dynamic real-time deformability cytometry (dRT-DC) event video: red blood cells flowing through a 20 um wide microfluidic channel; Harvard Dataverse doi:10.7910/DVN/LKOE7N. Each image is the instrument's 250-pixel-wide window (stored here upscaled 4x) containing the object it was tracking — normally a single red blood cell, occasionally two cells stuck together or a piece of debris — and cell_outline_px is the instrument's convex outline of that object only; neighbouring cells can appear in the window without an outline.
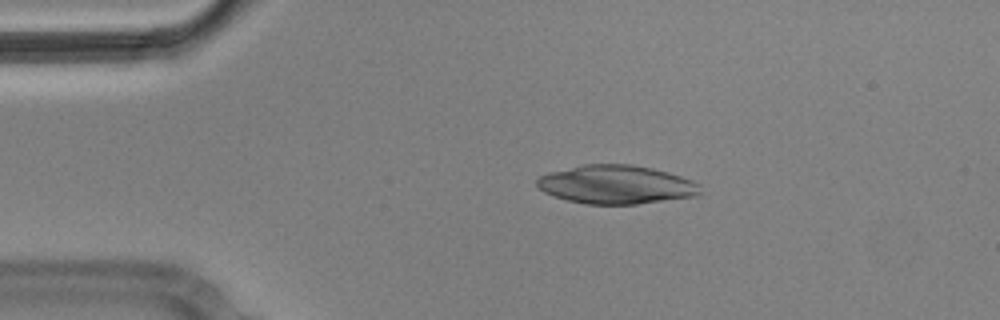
{"species": "Egyptian fruit bat (a non-hibernating species)", "species_latin": "Rousettus aegyptiacus", "temperature_condition": "cold", "stored_images_in_passage": 4, "camera_frame_rate_fps": 3000, "um_per_image_px": 0.085, "animal": {"sex": "male"}, "frame": {"image": 1, "passage_image": 3, "time_ms": 0.667, "image_size_px": [1000, 320], "cell_outline_px": [[700, 192], [696, 196], [636, 204], [584, 204], [552, 196], [544, 192], [536, 184], [536, 180], [540, 176], [552, 172], [584, 164], [632, 164], [652, 168], [668, 172], [692, 180], [700, 184]], "centroid_in_image_um": [52.38, 15.69], "position_along_channel_um": 32.6, "area_um2": 36.65}}